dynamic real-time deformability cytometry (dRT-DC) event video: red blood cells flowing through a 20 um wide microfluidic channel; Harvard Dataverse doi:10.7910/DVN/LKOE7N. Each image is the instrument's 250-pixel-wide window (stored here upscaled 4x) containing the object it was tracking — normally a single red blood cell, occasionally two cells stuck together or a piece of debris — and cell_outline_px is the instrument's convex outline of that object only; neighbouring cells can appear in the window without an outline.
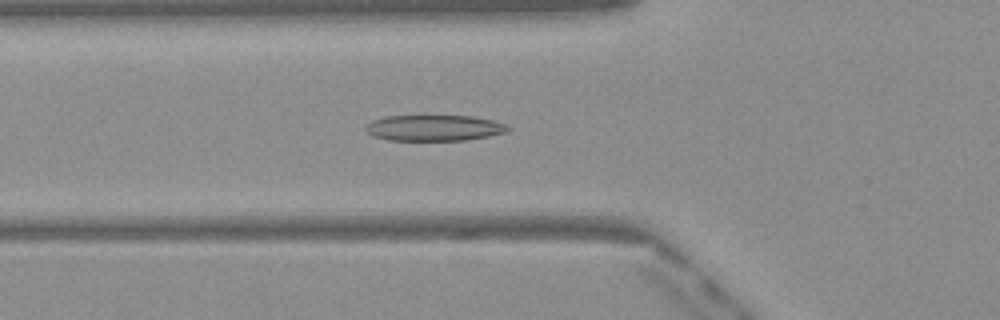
{"species": "Egyptian fruit bat (a non-hibernating species)", "species_latin": "Rousettus aegyptiacus", "temperature_condition": "warm", "stored_images_in_passage": 45, "camera_frame_rate_fps": 3000, "um_per_image_px": 0.085, "frame": {"image": 1, "passage_image": 12, "time_ms": 3.667, "image_size_px": [1000, 320], "cell_outline_px": [[512, 128], [508, 132], [488, 136], [464, 140], [388, 140], [372, 136], [364, 128], [372, 120], [388, 116], [472, 116], [496, 120], [508, 124]], "centroid_in_image_um": [36.97, 10.87], "position_along_channel_um": 88.8, "area_um2": 21.62}}
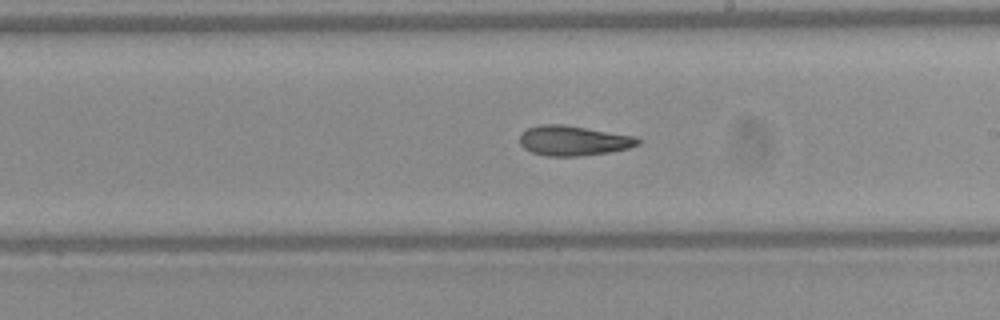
{"frame": {"image": 2, "passage_image": 23, "time_ms": 7.333, "image_size_px": [1000, 320], "cell_outline_px": [[640, 144], [628, 148], [608, 152], [580, 156], [548, 156], [532, 152], [524, 148], [520, 144], [520, 136], [528, 128], [540, 124], [564, 124], [636, 136], [640, 140]], "centroid_in_image_um": [48.75, 11.95], "position_along_channel_um": 240.2, "area_um2": 20.58}}
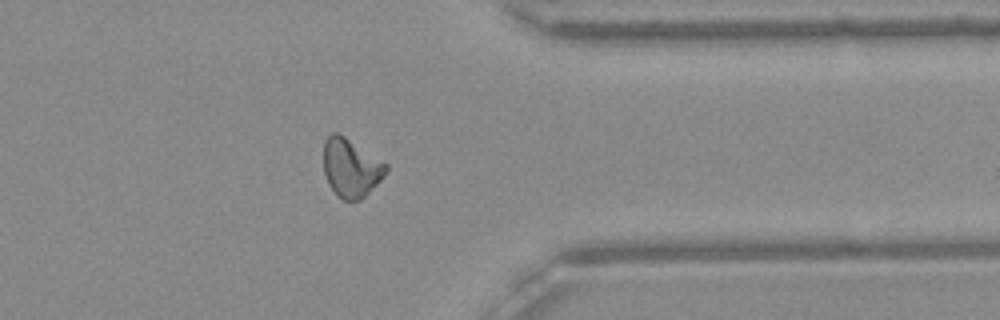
{"frame": {"image": 3, "passage_image": 34, "time_ms": 11.0, "image_size_px": [1000, 320], "cell_outline_px": [[388, 168], [384, 176], [360, 200], [344, 200], [328, 184], [324, 172], [324, 140], [332, 132], [336, 132], [344, 136], [388, 164]], "centroid_in_image_um": [29.82, 14.24], "position_along_channel_um": 381.6, "area_um2": 20.92}, "authors_computed_cell_mechanics": {"area_um2": 21.1548, "velocity_mm_per_s": 4.1012, "shape_relaxation_time_tau1_ms": null, "shape_relaxation_time_tau2_ms": 3.8941, "deformation_change_tau1": null, "deformation_change_tau2": 0.1233}}